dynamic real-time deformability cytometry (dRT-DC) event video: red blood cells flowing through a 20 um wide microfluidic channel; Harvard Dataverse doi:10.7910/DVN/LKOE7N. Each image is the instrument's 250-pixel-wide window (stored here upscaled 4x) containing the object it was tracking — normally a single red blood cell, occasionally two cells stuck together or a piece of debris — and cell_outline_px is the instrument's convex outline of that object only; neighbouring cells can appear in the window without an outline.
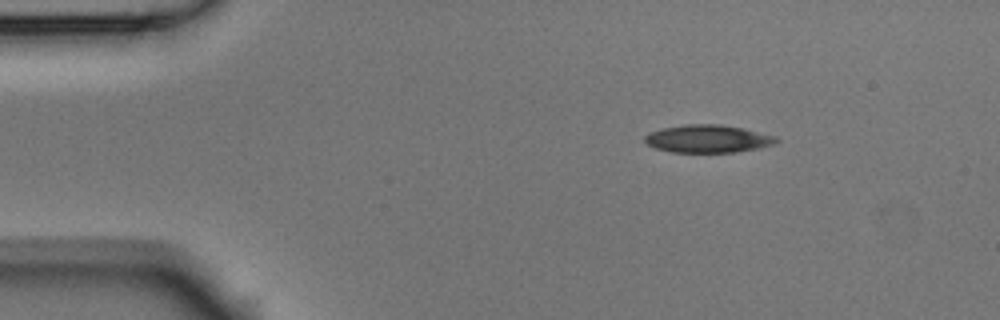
{"species": "Egyptian fruit bat (a non-hibernating species)", "species_latin": "Rousettus aegyptiacus", "temperature_condition": "room temperature", "stored_images_in_passage": 3, "camera_frame_rate_fps": 3000, "um_per_image_px": 0.085, "animal": {"sex": "male"}, "frame": {"image": 1, "passage_image": 1, "time_ms": 0.0, "image_size_px": [1000, 320], "cell_outline_px": [[780, 140], [772, 144], [760, 148], [736, 152], [672, 152], [656, 148], [648, 144], [644, 140], [644, 136], [648, 132], [660, 128], [684, 124], [720, 124], [744, 128], [776, 136]], "centroid_in_image_um": [60.16, 11.78], "position_along_channel_um": 24.8, "area_um2": 21.44}}